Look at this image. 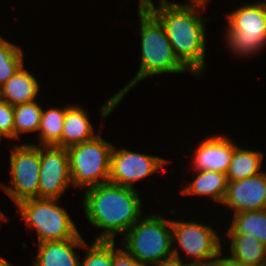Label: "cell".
Segmentation results:
<instances>
[{
	"label": "cell",
	"mask_w": 266,
	"mask_h": 266,
	"mask_svg": "<svg viewBox=\"0 0 266 266\" xmlns=\"http://www.w3.org/2000/svg\"><path fill=\"white\" fill-rule=\"evenodd\" d=\"M193 182L182 190V194L207 195L217 202H223L227 191V177L222 172L198 171Z\"/></svg>",
	"instance_id": "18"
},
{
	"label": "cell",
	"mask_w": 266,
	"mask_h": 266,
	"mask_svg": "<svg viewBox=\"0 0 266 266\" xmlns=\"http://www.w3.org/2000/svg\"><path fill=\"white\" fill-rule=\"evenodd\" d=\"M235 145L224 136L206 138L196 149L195 169L227 173Z\"/></svg>",
	"instance_id": "13"
},
{
	"label": "cell",
	"mask_w": 266,
	"mask_h": 266,
	"mask_svg": "<svg viewBox=\"0 0 266 266\" xmlns=\"http://www.w3.org/2000/svg\"><path fill=\"white\" fill-rule=\"evenodd\" d=\"M262 152L246 150L235 146L229 168L226 173L227 181L233 182L249 178L261 173Z\"/></svg>",
	"instance_id": "19"
},
{
	"label": "cell",
	"mask_w": 266,
	"mask_h": 266,
	"mask_svg": "<svg viewBox=\"0 0 266 266\" xmlns=\"http://www.w3.org/2000/svg\"><path fill=\"white\" fill-rule=\"evenodd\" d=\"M13 112L14 139H18L21 132L38 131L42 108L35 101L14 105Z\"/></svg>",
	"instance_id": "22"
},
{
	"label": "cell",
	"mask_w": 266,
	"mask_h": 266,
	"mask_svg": "<svg viewBox=\"0 0 266 266\" xmlns=\"http://www.w3.org/2000/svg\"><path fill=\"white\" fill-rule=\"evenodd\" d=\"M231 238V257L248 266H266V245L250 234H228Z\"/></svg>",
	"instance_id": "17"
},
{
	"label": "cell",
	"mask_w": 266,
	"mask_h": 266,
	"mask_svg": "<svg viewBox=\"0 0 266 266\" xmlns=\"http://www.w3.org/2000/svg\"><path fill=\"white\" fill-rule=\"evenodd\" d=\"M210 266H248L242 265L241 263L235 262L230 258H215L210 262Z\"/></svg>",
	"instance_id": "28"
},
{
	"label": "cell",
	"mask_w": 266,
	"mask_h": 266,
	"mask_svg": "<svg viewBox=\"0 0 266 266\" xmlns=\"http://www.w3.org/2000/svg\"><path fill=\"white\" fill-rule=\"evenodd\" d=\"M14 138L13 105L0 99V137Z\"/></svg>",
	"instance_id": "25"
},
{
	"label": "cell",
	"mask_w": 266,
	"mask_h": 266,
	"mask_svg": "<svg viewBox=\"0 0 266 266\" xmlns=\"http://www.w3.org/2000/svg\"><path fill=\"white\" fill-rule=\"evenodd\" d=\"M71 183L88 188L108 183L113 146L97 135L94 139L66 148ZM100 178V179H98Z\"/></svg>",
	"instance_id": "5"
},
{
	"label": "cell",
	"mask_w": 266,
	"mask_h": 266,
	"mask_svg": "<svg viewBox=\"0 0 266 266\" xmlns=\"http://www.w3.org/2000/svg\"><path fill=\"white\" fill-rule=\"evenodd\" d=\"M113 241V266H143L126 250H115Z\"/></svg>",
	"instance_id": "26"
},
{
	"label": "cell",
	"mask_w": 266,
	"mask_h": 266,
	"mask_svg": "<svg viewBox=\"0 0 266 266\" xmlns=\"http://www.w3.org/2000/svg\"><path fill=\"white\" fill-rule=\"evenodd\" d=\"M66 108H51L47 111L42 110L39 126L40 141L42 146L61 147V136Z\"/></svg>",
	"instance_id": "21"
},
{
	"label": "cell",
	"mask_w": 266,
	"mask_h": 266,
	"mask_svg": "<svg viewBox=\"0 0 266 266\" xmlns=\"http://www.w3.org/2000/svg\"><path fill=\"white\" fill-rule=\"evenodd\" d=\"M228 17V44L235 53L249 55L266 43V2L248 4Z\"/></svg>",
	"instance_id": "7"
},
{
	"label": "cell",
	"mask_w": 266,
	"mask_h": 266,
	"mask_svg": "<svg viewBox=\"0 0 266 266\" xmlns=\"http://www.w3.org/2000/svg\"><path fill=\"white\" fill-rule=\"evenodd\" d=\"M3 216V213L0 212V219H4Z\"/></svg>",
	"instance_id": "32"
},
{
	"label": "cell",
	"mask_w": 266,
	"mask_h": 266,
	"mask_svg": "<svg viewBox=\"0 0 266 266\" xmlns=\"http://www.w3.org/2000/svg\"><path fill=\"white\" fill-rule=\"evenodd\" d=\"M10 173L13 187L3 186L4 191L19 203L38 198L40 176V146L17 145L10 152Z\"/></svg>",
	"instance_id": "8"
},
{
	"label": "cell",
	"mask_w": 266,
	"mask_h": 266,
	"mask_svg": "<svg viewBox=\"0 0 266 266\" xmlns=\"http://www.w3.org/2000/svg\"><path fill=\"white\" fill-rule=\"evenodd\" d=\"M114 148L111 154L109 182L115 185L134 189L132 182L147 177L167 164V160L157 156Z\"/></svg>",
	"instance_id": "11"
},
{
	"label": "cell",
	"mask_w": 266,
	"mask_h": 266,
	"mask_svg": "<svg viewBox=\"0 0 266 266\" xmlns=\"http://www.w3.org/2000/svg\"><path fill=\"white\" fill-rule=\"evenodd\" d=\"M89 121L85 111L80 107L68 106L64 117L61 147L68 148L94 139L97 135H94Z\"/></svg>",
	"instance_id": "16"
},
{
	"label": "cell",
	"mask_w": 266,
	"mask_h": 266,
	"mask_svg": "<svg viewBox=\"0 0 266 266\" xmlns=\"http://www.w3.org/2000/svg\"><path fill=\"white\" fill-rule=\"evenodd\" d=\"M184 266H210V262H192L184 264Z\"/></svg>",
	"instance_id": "29"
},
{
	"label": "cell",
	"mask_w": 266,
	"mask_h": 266,
	"mask_svg": "<svg viewBox=\"0 0 266 266\" xmlns=\"http://www.w3.org/2000/svg\"><path fill=\"white\" fill-rule=\"evenodd\" d=\"M227 233L250 234L266 245V209L235 213Z\"/></svg>",
	"instance_id": "20"
},
{
	"label": "cell",
	"mask_w": 266,
	"mask_h": 266,
	"mask_svg": "<svg viewBox=\"0 0 266 266\" xmlns=\"http://www.w3.org/2000/svg\"><path fill=\"white\" fill-rule=\"evenodd\" d=\"M80 266H113V241H94Z\"/></svg>",
	"instance_id": "24"
},
{
	"label": "cell",
	"mask_w": 266,
	"mask_h": 266,
	"mask_svg": "<svg viewBox=\"0 0 266 266\" xmlns=\"http://www.w3.org/2000/svg\"><path fill=\"white\" fill-rule=\"evenodd\" d=\"M39 92V84L23 66L0 87V99L10 105L34 101Z\"/></svg>",
	"instance_id": "15"
},
{
	"label": "cell",
	"mask_w": 266,
	"mask_h": 266,
	"mask_svg": "<svg viewBox=\"0 0 266 266\" xmlns=\"http://www.w3.org/2000/svg\"><path fill=\"white\" fill-rule=\"evenodd\" d=\"M190 1H202V2H207V0H190Z\"/></svg>",
	"instance_id": "31"
},
{
	"label": "cell",
	"mask_w": 266,
	"mask_h": 266,
	"mask_svg": "<svg viewBox=\"0 0 266 266\" xmlns=\"http://www.w3.org/2000/svg\"><path fill=\"white\" fill-rule=\"evenodd\" d=\"M44 148H40L38 198L59 199L71 183L68 152L58 146Z\"/></svg>",
	"instance_id": "9"
},
{
	"label": "cell",
	"mask_w": 266,
	"mask_h": 266,
	"mask_svg": "<svg viewBox=\"0 0 266 266\" xmlns=\"http://www.w3.org/2000/svg\"><path fill=\"white\" fill-rule=\"evenodd\" d=\"M164 26L173 52L179 61L191 71L200 74L205 66V29L198 8L206 2L192 1L191 5H179L162 0L158 7L151 0H140Z\"/></svg>",
	"instance_id": "1"
},
{
	"label": "cell",
	"mask_w": 266,
	"mask_h": 266,
	"mask_svg": "<svg viewBox=\"0 0 266 266\" xmlns=\"http://www.w3.org/2000/svg\"><path fill=\"white\" fill-rule=\"evenodd\" d=\"M222 203L234 208V214L266 209V174L261 172L249 178L228 182Z\"/></svg>",
	"instance_id": "12"
},
{
	"label": "cell",
	"mask_w": 266,
	"mask_h": 266,
	"mask_svg": "<svg viewBox=\"0 0 266 266\" xmlns=\"http://www.w3.org/2000/svg\"><path fill=\"white\" fill-rule=\"evenodd\" d=\"M83 205L89 222L104 229L96 241H114L142 218L137 191L110 182L86 189Z\"/></svg>",
	"instance_id": "2"
},
{
	"label": "cell",
	"mask_w": 266,
	"mask_h": 266,
	"mask_svg": "<svg viewBox=\"0 0 266 266\" xmlns=\"http://www.w3.org/2000/svg\"><path fill=\"white\" fill-rule=\"evenodd\" d=\"M173 256L167 259H164L160 262H157L156 266H184V263L179 258L178 250L177 248H173Z\"/></svg>",
	"instance_id": "27"
},
{
	"label": "cell",
	"mask_w": 266,
	"mask_h": 266,
	"mask_svg": "<svg viewBox=\"0 0 266 266\" xmlns=\"http://www.w3.org/2000/svg\"><path fill=\"white\" fill-rule=\"evenodd\" d=\"M171 226L172 239L178 240V245L194 262H211L209 259L220 257L219 236L209 226L182 221H171Z\"/></svg>",
	"instance_id": "10"
},
{
	"label": "cell",
	"mask_w": 266,
	"mask_h": 266,
	"mask_svg": "<svg viewBox=\"0 0 266 266\" xmlns=\"http://www.w3.org/2000/svg\"><path fill=\"white\" fill-rule=\"evenodd\" d=\"M139 17L141 22V65L136 76L127 86L116 93L103 105L101 115L105 118L118 105L122 97L138 81L147 76L162 73H183L187 68L175 56L166 30L159 19L139 1Z\"/></svg>",
	"instance_id": "3"
},
{
	"label": "cell",
	"mask_w": 266,
	"mask_h": 266,
	"mask_svg": "<svg viewBox=\"0 0 266 266\" xmlns=\"http://www.w3.org/2000/svg\"><path fill=\"white\" fill-rule=\"evenodd\" d=\"M0 266H13L10 263H8L6 260L2 259L0 257Z\"/></svg>",
	"instance_id": "30"
},
{
	"label": "cell",
	"mask_w": 266,
	"mask_h": 266,
	"mask_svg": "<svg viewBox=\"0 0 266 266\" xmlns=\"http://www.w3.org/2000/svg\"><path fill=\"white\" fill-rule=\"evenodd\" d=\"M87 247L80 234L62 241H46L38 243V253L34 266H80L79 256L73 247Z\"/></svg>",
	"instance_id": "14"
},
{
	"label": "cell",
	"mask_w": 266,
	"mask_h": 266,
	"mask_svg": "<svg viewBox=\"0 0 266 266\" xmlns=\"http://www.w3.org/2000/svg\"><path fill=\"white\" fill-rule=\"evenodd\" d=\"M139 221L124 233L125 250L143 266H155L157 262L172 257L174 242L171 221L159 215Z\"/></svg>",
	"instance_id": "4"
},
{
	"label": "cell",
	"mask_w": 266,
	"mask_h": 266,
	"mask_svg": "<svg viewBox=\"0 0 266 266\" xmlns=\"http://www.w3.org/2000/svg\"><path fill=\"white\" fill-rule=\"evenodd\" d=\"M59 199L35 198L18 204L19 211L30 229L35 227L38 243L62 241L79 235L66 210L56 204Z\"/></svg>",
	"instance_id": "6"
},
{
	"label": "cell",
	"mask_w": 266,
	"mask_h": 266,
	"mask_svg": "<svg viewBox=\"0 0 266 266\" xmlns=\"http://www.w3.org/2000/svg\"><path fill=\"white\" fill-rule=\"evenodd\" d=\"M23 66L21 49L0 38V87Z\"/></svg>",
	"instance_id": "23"
}]
</instances>
